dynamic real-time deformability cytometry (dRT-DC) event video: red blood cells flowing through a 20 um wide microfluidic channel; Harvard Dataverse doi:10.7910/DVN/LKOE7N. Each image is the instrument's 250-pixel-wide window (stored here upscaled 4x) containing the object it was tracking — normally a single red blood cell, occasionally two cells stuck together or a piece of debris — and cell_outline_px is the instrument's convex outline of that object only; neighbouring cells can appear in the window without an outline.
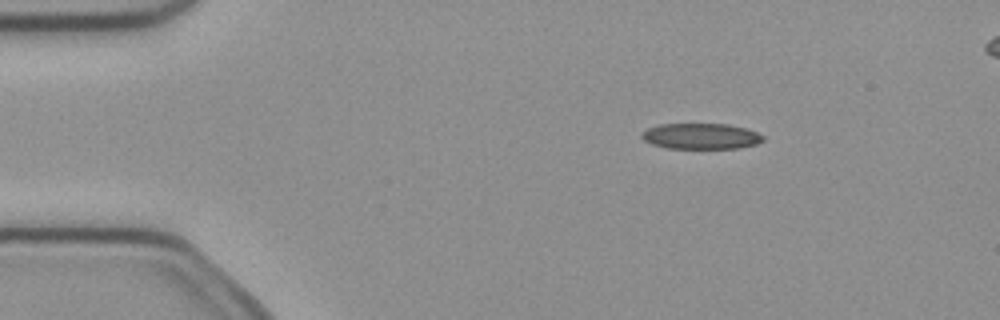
{"species": "common noctule bat (a hibernating species)", "species_latin": "Nyctalus noctula", "temperature_condition": "cold", "stored_images_in_passage": 6, "camera_frame_rate_fps": 3000, "um_per_image_px": 0.085, "animal": {"sex": "female", "body_mass_g": 21.9}, "frame": {"image": 1, "passage_image": 3, "time_ms": 0.667, "image_size_px": [1000, 320], "cell_outline_px": [[764, 140], [756, 144], [740, 148], [668, 148], [652, 144], [644, 140], [640, 136], [640, 132], [648, 128], [660, 124], [728, 124], [744, 128], [756, 132], [764, 136]], "centroid_in_image_um": [59.56, 11.57], "position_along_channel_um": 25.4, "area_um2": 18.21}}
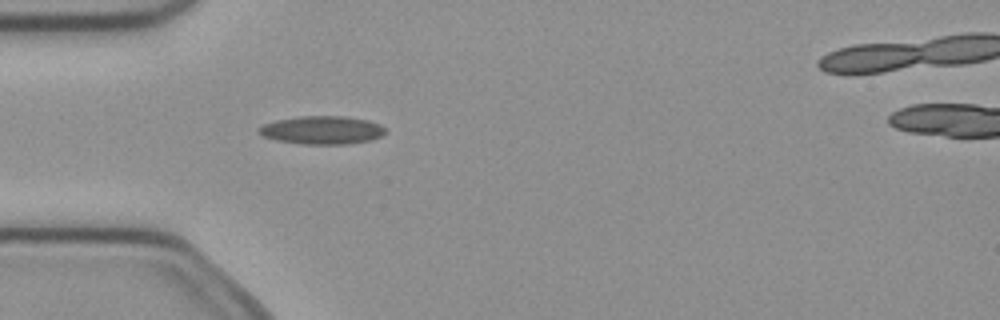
{"frame": {"image": 2, "passage_image": 5, "time_ms": 1.333, "image_size_px": [1000, 320], "cell_outline_px": [[384, 132], [380, 136], [372, 140], [348, 144], [300, 144], [276, 140], [260, 136], [256, 132], [256, 128], [264, 124], [276, 120], [300, 116], [344, 116], [368, 120], [380, 124], [384, 128]], "centroid_in_image_um": [27.31, 11.06], "position_along_channel_um": 57.7, "area_um2": 20.98}}